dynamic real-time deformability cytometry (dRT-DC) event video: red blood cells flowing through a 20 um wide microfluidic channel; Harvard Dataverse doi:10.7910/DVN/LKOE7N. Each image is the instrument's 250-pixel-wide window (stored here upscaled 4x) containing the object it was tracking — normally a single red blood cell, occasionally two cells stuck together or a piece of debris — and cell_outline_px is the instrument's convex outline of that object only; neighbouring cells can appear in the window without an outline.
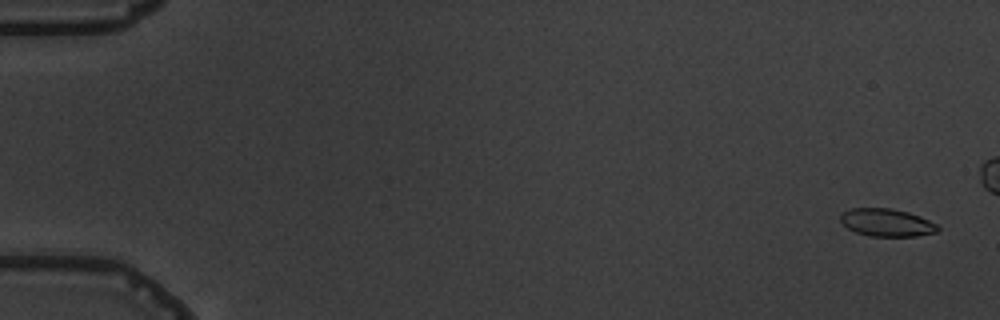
{"species": "common noctule bat (a hibernating species)", "species_latin": "Nyctalus noctula", "temperature_condition": "warm", "stored_images_in_passage": 5, "camera_frame_rate_fps": 3000, "um_per_image_px": 0.085, "animal": {"sex": "male", "body_mass_g": 19.5, "forearm_length_mm": 54.6}, "frame": {"image": 1, "passage_image": 1, "time_ms": 0.0, "image_size_px": [1000, 320], "cell_outline_px": [[940, 228], [936, 232], [916, 236], [872, 236], [856, 232], [848, 228], [840, 220], [840, 216], [844, 212], [852, 208], [892, 208], [908, 212], [920, 216], [936, 224]], "centroid_in_image_um": [75.38, 18.91], "position_along_channel_um": 9.6, "area_um2": 15.55}}